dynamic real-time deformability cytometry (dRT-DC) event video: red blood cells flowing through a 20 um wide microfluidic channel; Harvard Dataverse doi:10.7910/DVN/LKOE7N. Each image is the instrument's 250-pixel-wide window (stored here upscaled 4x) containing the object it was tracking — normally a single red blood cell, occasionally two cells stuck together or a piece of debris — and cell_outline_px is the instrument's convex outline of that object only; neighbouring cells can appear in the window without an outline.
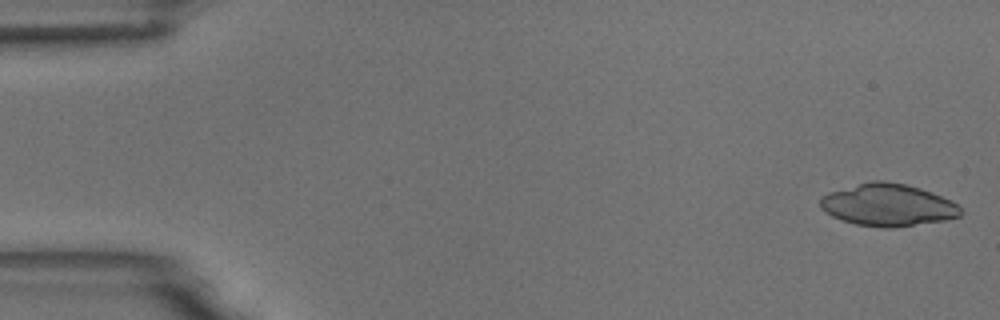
{"species": "common noctule bat (a hibernating species)", "species_latin": "Nyctalus noctula", "temperature_condition": "room temperature", "stored_images_in_passage": 5, "camera_frame_rate_fps": 3000, "um_per_image_px": 0.085, "animal": {"sex": "male", "body_mass_g": 18.8}, "frame": {"image": 1, "passage_image": 1, "time_ms": 0.0, "image_size_px": [1000, 320], "cell_outline_px": [[964, 212], [960, 216], [944, 220], [892, 228], [880, 228], [856, 224], [840, 220], [824, 212], [820, 208], [820, 196], [828, 192], [872, 180], [884, 180], [904, 184], [920, 188], [932, 192], [952, 200]], "centroid_in_image_um": [75.45, 17.42], "position_along_channel_um": 9.6, "area_um2": 34.8}}